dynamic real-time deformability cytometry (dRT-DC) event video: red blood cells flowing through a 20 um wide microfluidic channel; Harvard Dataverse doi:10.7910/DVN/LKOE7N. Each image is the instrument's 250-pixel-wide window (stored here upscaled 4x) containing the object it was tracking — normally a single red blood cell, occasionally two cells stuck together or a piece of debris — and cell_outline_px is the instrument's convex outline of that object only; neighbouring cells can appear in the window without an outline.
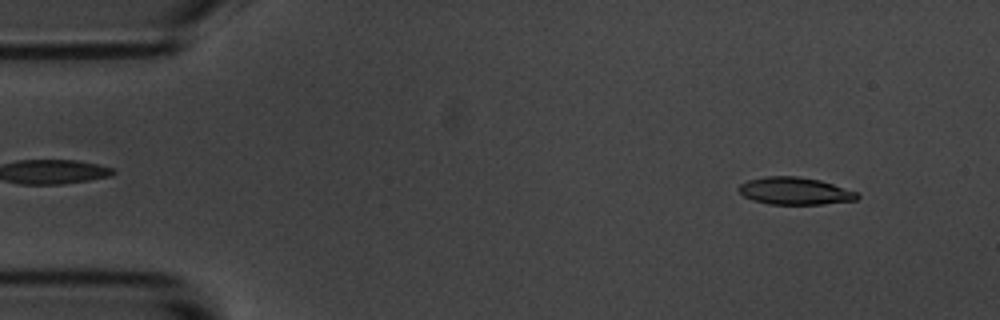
{"species": "common noctule bat (a hibernating species)", "species_latin": "Nyctalus noctula", "temperature_condition": "room temperature", "stored_images_in_passage": 55, "camera_frame_rate_fps": 3000, "um_per_image_px": 0.085, "animal": {"sex": "male", "body_mass_g": 20.1, "forearm_length_mm": 53.5}, "frame": {"image": 1, "passage_image": 5, "time_ms": 1.333, "image_size_px": [1000, 320], "cell_outline_px": [[860, 196], [856, 200], [824, 204], [768, 204], [752, 200], [744, 196], [736, 188], [740, 184], [748, 180], [768, 176], [796, 176], [820, 180], [856, 192]], "centroid_in_image_um": [67.53, 16.24], "position_along_channel_um": 17.5, "area_um2": 18.79}}
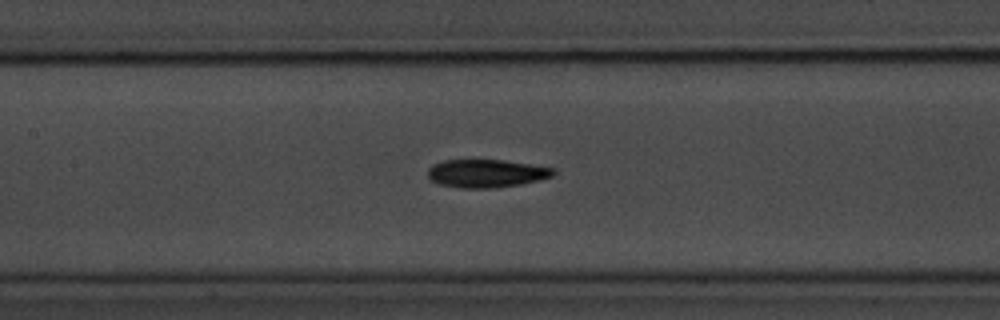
{"frame": {"image": 2, "passage_image": 25, "time_ms": 8.0, "image_size_px": [1000, 320], "cell_outline_px": [[556, 172], [552, 176], [540, 180], [520, 184], [496, 188], [460, 188], [440, 184], [432, 180], [428, 176], [428, 168], [432, 164], [444, 160], [504, 160], [556, 168]], "centroid_in_image_um": [41.36, 14.74], "position_along_channel_um": 166.0, "area_um2": 20.63}}
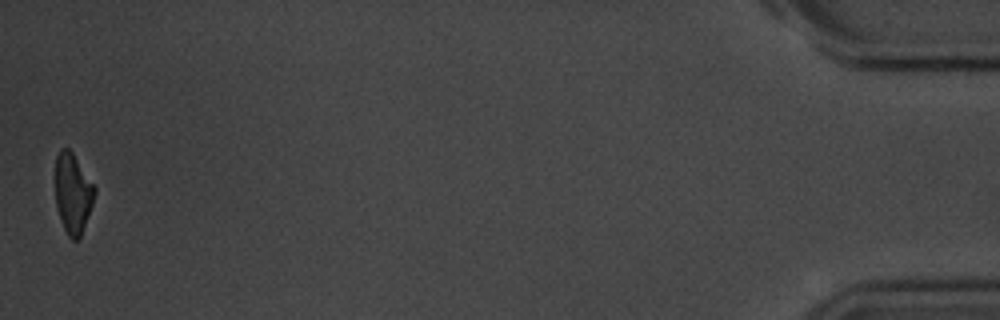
{"frame": {"image": 3, "passage_image": 55, "time_ms": 18.0, "image_size_px": [1000, 320], "cell_outline_px": [[96, 192], [92, 204], [80, 236], [76, 240], [72, 240], [68, 236], [64, 228], [56, 204], [56, 156], [60, 148], [68, 148], [72, 152], [96, 188]], "centroid_in_image_um": [6.19, 16.41], "position_along_channel_um": 429.0, "area_um2": 17.92}, "authors_computed_cell_mechanics": {"area_um2": 20.23, "velocity_mm_per_s": 3.5834, "shape_relaxation_time_tau1_ms": 3.8733, "shape_relaxation_time_tau2_ms": 6.2767, "deformation_change_tau1": 0.1387, "deformation_change_tau2": 0.1554}}